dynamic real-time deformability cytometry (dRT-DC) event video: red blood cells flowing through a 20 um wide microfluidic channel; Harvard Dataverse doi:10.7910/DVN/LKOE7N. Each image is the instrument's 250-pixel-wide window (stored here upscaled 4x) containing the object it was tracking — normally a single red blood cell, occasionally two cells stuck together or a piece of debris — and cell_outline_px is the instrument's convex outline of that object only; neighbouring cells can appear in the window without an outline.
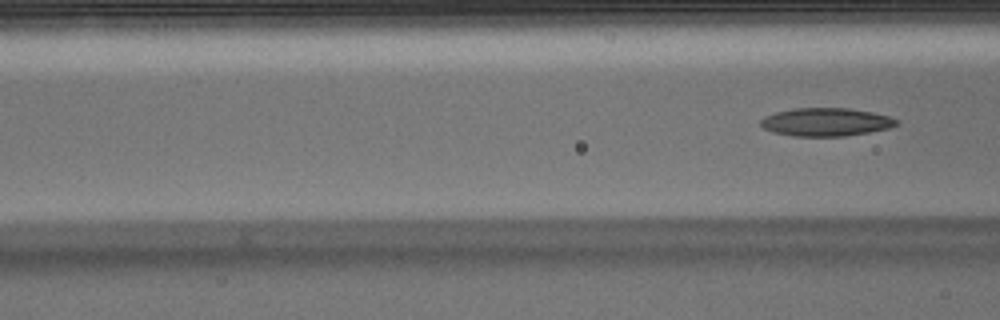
{"species": "Egyptian fruit bat (a non-hibernating species)", "species_latin": "Rousettus aegyptiacus", "temperature_condition": "warm", "stored_images_in_passage": 3, "camera_frame_rate_fps": 3000, "um_per_image_px": 0.085, "animal": {"sex": "male"}, "frame": {"image": 1, "passage_image": 3, "time_ms": 0.667, "image_size_px": [1000, 320], "cell_outline_px": [[900, 120], [896, 124], [888, 128], [868, 132], [844, 136], [792, 136], [772, 132], [764, 128], [760, 124], [760, 120], [764, 116], [776, 112], [796, 108], [852, 108], [872, 112], [888, 116]], "centroid_in_image_um": [70.18, 10.37], "position_along_channel_um": 96.4, "area_um2": 22.25}}